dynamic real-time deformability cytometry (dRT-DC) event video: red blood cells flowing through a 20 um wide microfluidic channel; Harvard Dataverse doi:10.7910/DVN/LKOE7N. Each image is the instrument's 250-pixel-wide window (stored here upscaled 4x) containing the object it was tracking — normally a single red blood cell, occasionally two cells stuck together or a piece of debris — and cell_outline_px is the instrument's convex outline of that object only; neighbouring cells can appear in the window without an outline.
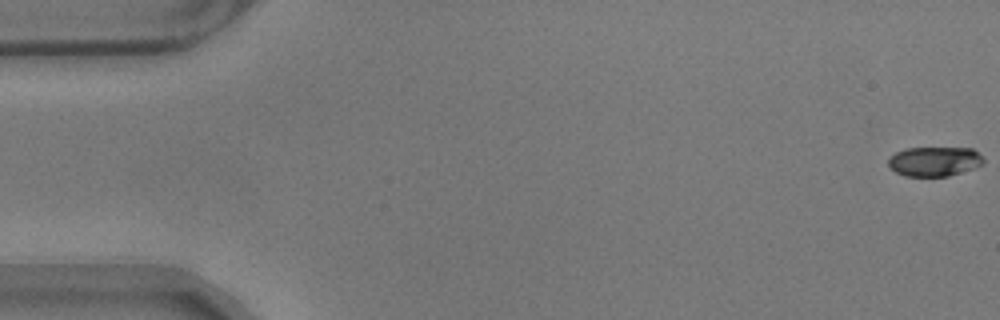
{"species": "common noctule bat (a hibernating species)", "species_latin": "Nyctalus noctula", "temperature_condition": "warm", "stored_images_in_passage": 17, "camera_frame_rate_fps": 3000, "um_per_image_px": 0.085, "animal": {"sex": "male", "body_mass_g": 17.9}, "frame": {"image": 1, "passage_image": 1, "time_ms": 0.0, "image_size_px": [1000, 320], "cell_outline_px": [[984, 164], [948, 176], [904, 176], [888, 168], [888, 156], [904, 148], [972, 148], [984, 160]], "centroid_in_image_um": [79.35, 13.72], "position_along_channel_um": 5.6, "area_um2": 16.42}}
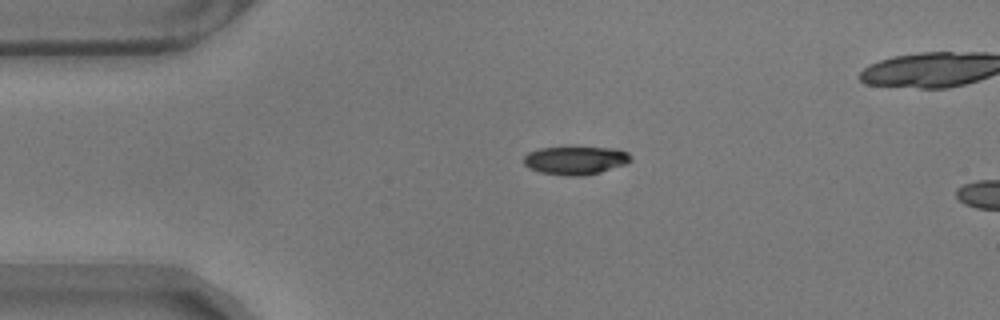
{"frame": {"image": 2, "passage_image": 13, "time_ms": 4.0, "image_size_px": [1000, 320], "cell_outline_px": [[632, 160], [628, 164], [600, 172], [584, 176], [568, 176], [540, 172], [528, 168], [524, 164], [524, 156], [528, 152], [540, 148], [616, 148], [628, 152], [632, 156]], "centroid_in_image_um": [48.95, 13.64], "position_along_channel_um": 36.0, "area_um2": 17.69}}